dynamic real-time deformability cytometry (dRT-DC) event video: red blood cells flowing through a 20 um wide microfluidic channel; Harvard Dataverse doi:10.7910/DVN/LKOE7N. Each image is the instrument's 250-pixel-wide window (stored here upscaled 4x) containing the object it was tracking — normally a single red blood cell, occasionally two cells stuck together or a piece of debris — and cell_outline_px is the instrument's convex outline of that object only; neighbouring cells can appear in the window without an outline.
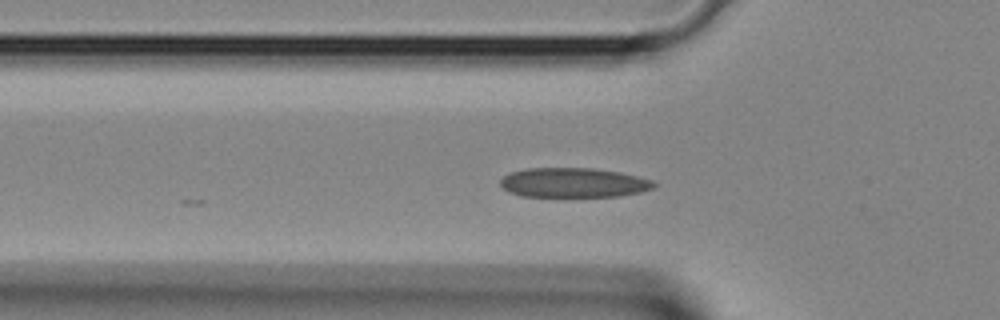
{"species": "Egyptian fruit bat (a non-hibernating species)", "species_latin": "Rousettus aegyptiacus", "temperature_condition": "room temperature", "stored_images_in_passage": 11, "camera_frame_rate_fps": 3000, "um_per_image_px": 0.085, "animal": {"sex": "female"}, "frame": {"image": 1, "passage_image": 3, "time_ms": 0.667, "image_size_px": [1000, 320], "cell_outline_px": [[656, 188], [640, 192], [620, 196], [520, 196], [508, 192], [500, 184], [500, 180], [504, 176], [512, 172], [528, 168], [592, 168], [620, 172], [652, 180], [656, 184]], "centroid_in_image_um": [48.76, 15.53], "position_along_channel_um": 77.0, "area_um2": 26.41}}
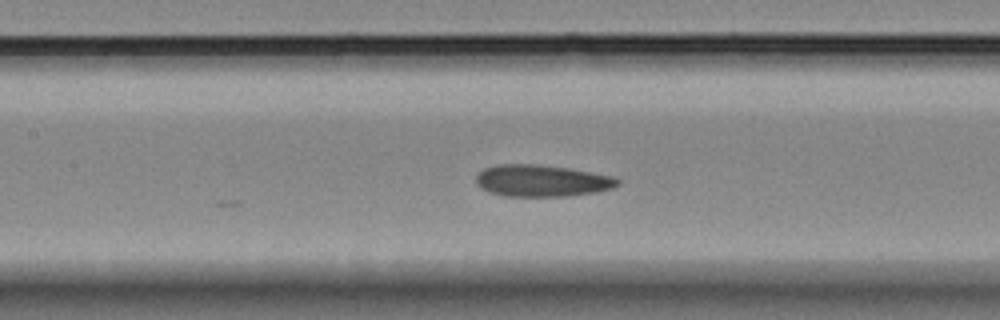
{"frame": {"image": 2, "passage_image": 8, "time_ms": 2.333, "image_size_px": [1000, 320], "cell_outline_px": [[620, 184], [612, 188], [596, 192], [568, 196], [504, 196], [480, 188], [476, 184], [476, 176], [484, 168], [496, 164], [536, 164], [568, 168], [616, 176], [620, 180]], "centroid_in_image_um": [46.08, 15.36], "position_along_channel_um": 161.3, "area_um2": 26.36}}
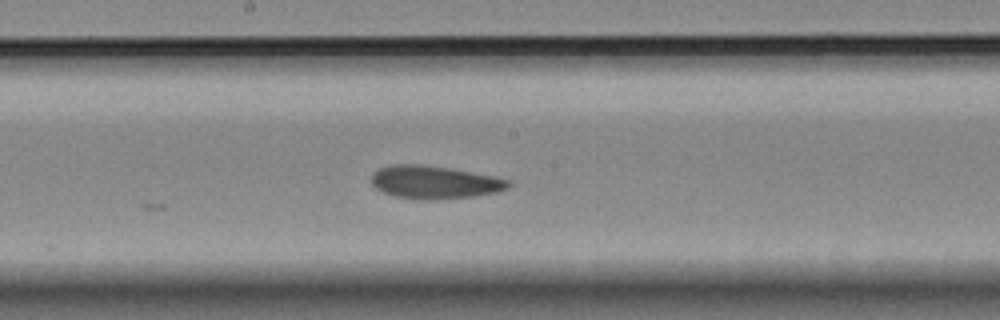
{"frame": {"image": 3, "passage_image": 11, "time_ms": 3.333, "image_size_px": [1000, 320], "cell_outline_px": [[512, 184], [508, 188], [496, 192], [472, 196], [428, 200], [396, 196], [384, 192], [376, 188], [372, 184], [372, 172], [380, 168], [392, 164], [424, 164], [496, 176], [508, 180]], "centroid_in_image_um": [36.93, 15.47], "position_along_channel_um": 211.3, "area_um2": 26.13}}